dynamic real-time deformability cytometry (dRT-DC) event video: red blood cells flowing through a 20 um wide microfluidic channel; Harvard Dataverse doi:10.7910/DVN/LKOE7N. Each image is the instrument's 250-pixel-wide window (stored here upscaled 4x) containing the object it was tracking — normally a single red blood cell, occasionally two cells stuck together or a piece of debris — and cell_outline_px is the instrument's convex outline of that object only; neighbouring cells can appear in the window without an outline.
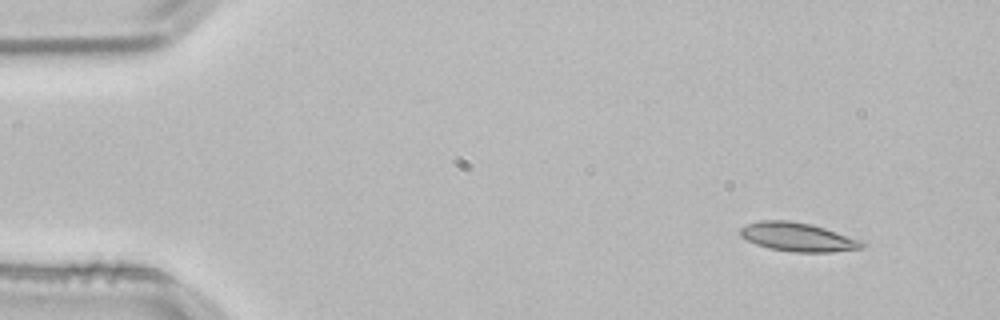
{"species": "common noctule bat (a hibernating species)", "species_latin": "Nyctalus noctula", "temperature_condition": "room temperature", "stored_images_in_passage": 3, "camera_frame_rate_fps": 3000, "um_per_image_px": 0.085, "animal": {"sex": "male", "body_mass_g": 21.5, "forearm_length_mm": 52.0}, "frame": {"image": 1, "passage_image": 1, "time_ms": 0.0, "image_size_px": [1000, 320], "cell_outline_px": [[868, 244], [860, 248], [832, 252], [792, 252], [768, 248], [756, 244], [740, 236], [740, 228], [748, 224], [760, 220], [788, 220], [812, 224], [864, 240]], "centroid_in_image_um": [67.85, 20.15], "position_along_channel_um": 17.1, "area_um2": 20.58}}
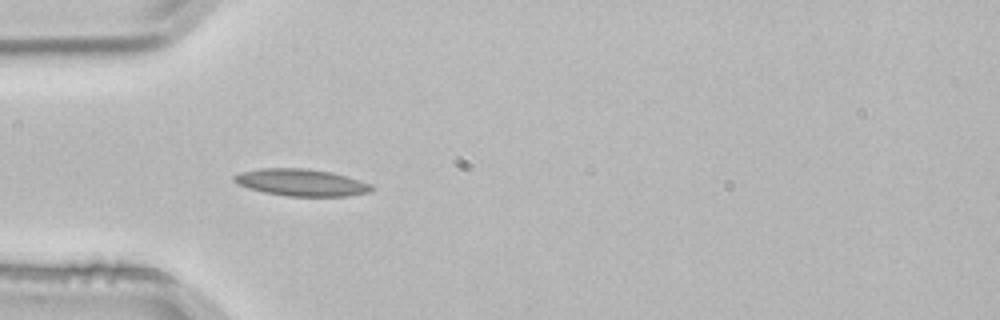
{"frame": {"image": 2, "passage_image": 3, "time_ms": 0.667, "image_size_px": [1000, 320], "cell_outline_px": [[376, 188], [372, 192], [348, 196], [288, 196], [264, 192], [248, 188], [236, 184], [232, 180], [232, 176], [240, 172], [260, 168], [308, 168], [332, 172], [348, 176], [372, 184]], "centroid_in_image_um": [25.63, 15.51], "position_along_channel_um": 59.4, "area_um2": 22.02}}